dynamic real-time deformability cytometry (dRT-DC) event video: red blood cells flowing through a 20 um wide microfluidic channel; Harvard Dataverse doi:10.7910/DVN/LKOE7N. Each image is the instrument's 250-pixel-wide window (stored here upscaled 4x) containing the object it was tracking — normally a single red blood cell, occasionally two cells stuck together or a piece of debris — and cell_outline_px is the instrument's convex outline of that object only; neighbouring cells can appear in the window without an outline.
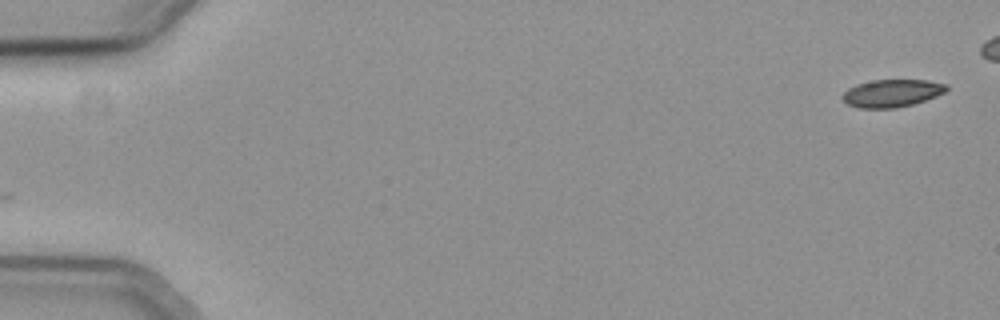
{"species": "common noctule bat (a hibernating species)", "species_latin": "Nyctalus noctula", "temperature_condition": "cold", "stored_images_in_passage": 49, "camera_frame_rate_fps": 3000, "um_per_image_px": 0.085, "animal": {"sex": "female", "body_mass_g": 19.3, "forearm_length_mm": 54.1}, "frame": {"image": 1, "passage_image": 1, "time_ms": 0.0, "image_size_px": [1000, 320], "cell_outline_px": [[948, 88], [944, 92], [936, 96], [912, 104], [896, 108], [856, 108], [848, 104], [840, 96], [848, 88], [856, 84], [872, 80], [928, 80], [948, 84]], "centroid_in_image_um": [75.79, 7.92], "position_along_channel_um": 9.2, "area_um2": 16.76}}
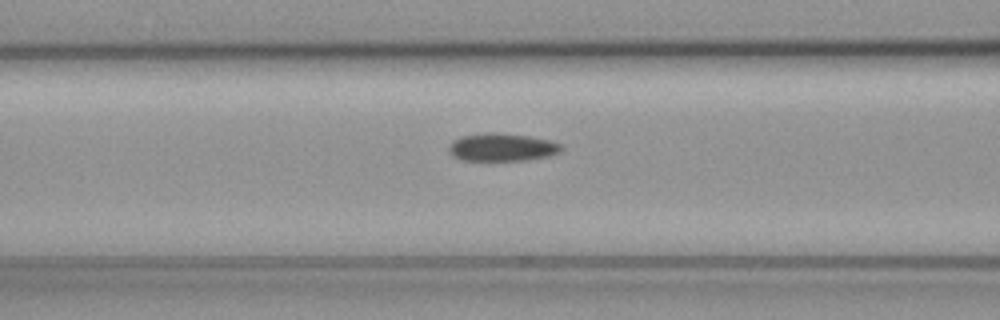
{"frame": {"image": 2, "passage_image": 23, "time_ms": 7.333, "image_size_px": [1000, 320], "cell_outline_px": [[564, 148], [560, 152], [548, 156], [524, 160], [460, 160], [452, 156], [448, 152], [448, 144], [452, 140], [460, 136], [488, 132], [528, 136], [548, 140], [560, 144]], "centroid_in_image_um": [42.6, 12.52], "position_along_channel_um": 124.0, "area_um2": 18.26}}
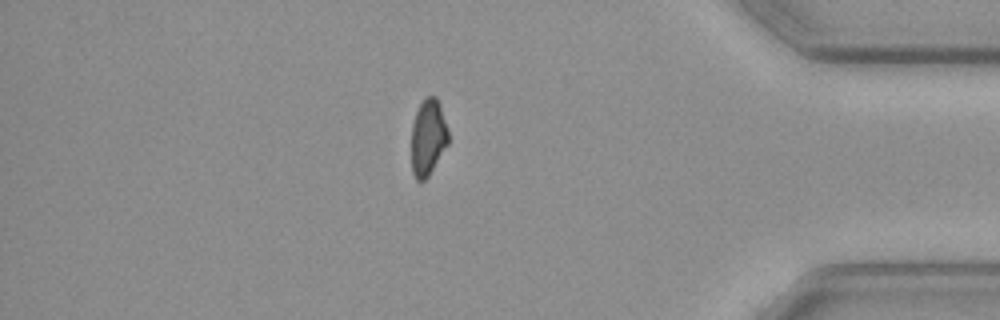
{"frame": {"image": 3, "passage_image": 48, "time_ms": 15.667, "image_size_px": [1000, 320], "cell_outline_px": [[448, 144], [428, 176], [424, 180], [416, 180], [412, 172], [412, 124], [416, 112], [424, 96], [436, 96], [440, 104], [448, 132]], "centroid_in_image_um": [36.38, 11.65], "position_along_channel_um": 398.8, "area_um2": 16.3}}